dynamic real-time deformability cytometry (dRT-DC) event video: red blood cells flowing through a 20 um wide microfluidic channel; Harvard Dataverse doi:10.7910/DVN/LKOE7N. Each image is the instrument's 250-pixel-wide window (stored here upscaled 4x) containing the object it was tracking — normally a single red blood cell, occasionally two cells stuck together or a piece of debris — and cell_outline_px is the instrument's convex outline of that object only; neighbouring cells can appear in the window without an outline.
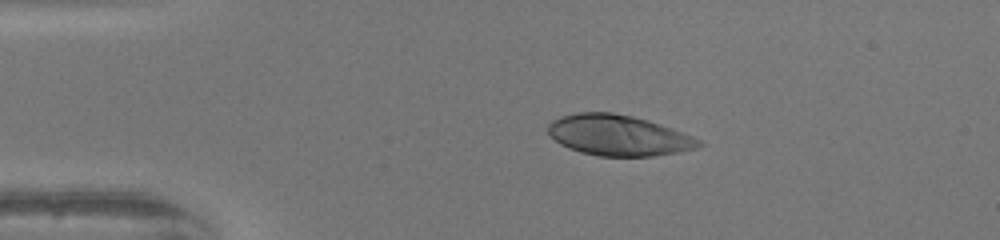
{"species": "human", "species_latin": "Homo sapiens", "temperature_condition": "warm", "stored_images_in_passage": 41, "camera_frame_rate_fps": 3000, "um_per_image_px": 0.085, "donor": {"sex": "female"}, "frame": {"image": 1, "passage_image": 1, "time_ms": 0.0, "image_size_px": [1000, 240], "cell_outline_px": [[704, 144], [696, 148], [676, 152], [652, 156], [596, 156], [580, 152], [568, 148], [560, 144], [548, 132], [548, 124], [552, 120], [560, 116], [576, 112], [612, 112], [632, 116], [648, 120], [672, 128], [692, 136], [700, 140]], "centroid_in_image_um": [52.54, 11.5], "position_along_channel_um": 32.5, "area_um2": 35.72}}
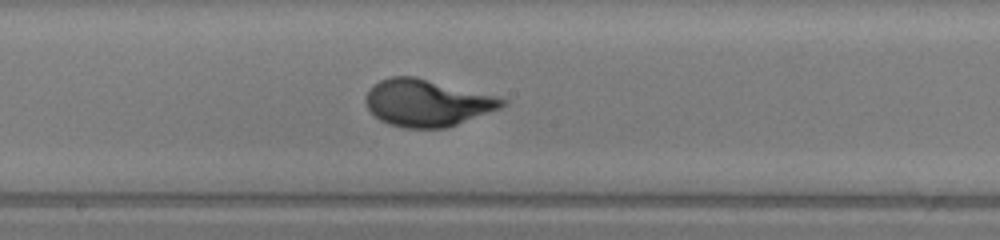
{"frame": {"image": 2, "passage_image": 18, "time_ms": 5.667, "image_size_px": [1000, 240], "cell_outline_px": [[508, 104], [500, 108], [448, 128], [404, 128], [388, 124], [380, 120], [368, 108], [364, 100], [364, 96], [372, 84], [380, 80], [392, 76], [416, 76], [496, 96], [508, 100]], "centroid_in_image_um": [36.29, 8.74], "position_along_channel_um": 211.9, "area_um2": 37.57}}
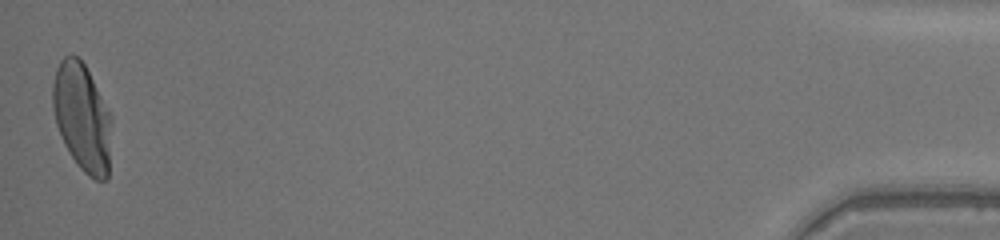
{"frame": {"image": 3, "passage_image": 41, "time_ms": 13.333, "image_size_px": [1000, 240], "cell_outline_px": [[112, 120], [108, 176], [104, 180], [96, 180], [88, 176], [76, 164], [64, 144], [56, 124], [52, 108], [52, 84], [56, 68], [60, 60], [64, 56], [76, 56], [84, 64], [112, 116]], "centroid_in_image_um": [6.97, 9.99], "position_along_channel_um": 428.2, "area_um2": 37.05}, "authors_computed_cell_mechanics": {"area_um2": 35.836, "velocity_mm_per_s": 4.0956, "shape_relaxation_time_tau1_ms": 4.0702, "shape_relaxation_time_tau2_ms": null, "deformation_change_tau1": 0.2546, "deformation_change_tau2": null}}